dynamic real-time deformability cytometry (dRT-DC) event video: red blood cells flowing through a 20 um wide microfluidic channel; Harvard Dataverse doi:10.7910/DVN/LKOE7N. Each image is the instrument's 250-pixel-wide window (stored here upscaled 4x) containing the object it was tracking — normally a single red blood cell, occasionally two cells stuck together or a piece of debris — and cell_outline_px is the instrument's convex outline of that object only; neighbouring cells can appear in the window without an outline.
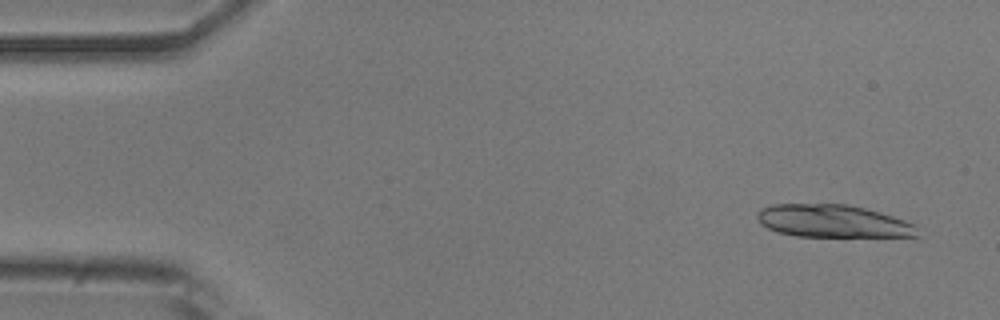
{"species": "common noctule bat (a hibernating species)", "species_latin": "Nyctalus noctula", "temperature_condition": "room temperature", "stored_images_in_passage": 37, "camera_frame_rate_fps": 3000, "um_per_image_px": 0.085, "animal": {"sex": "male", "body_mass_g": 20.5, "forearm_length_mm": 52.5}, "frame": {"image": 1, "passage_image": 3, "time_ms": 0.667, "image_size_px": [1000, 320], "cell_outline_px": [[920, 236], [796, 236], [776, 232], [760, 224], [756, 216], [756, 212], [760, 208], [772, 204], [848, 204], [880, 212], [916, 224]], "centroid_in_image_um": [70.75, 18.79], "position_along_channel_um": 14.2, "area_um2": 30.58}}
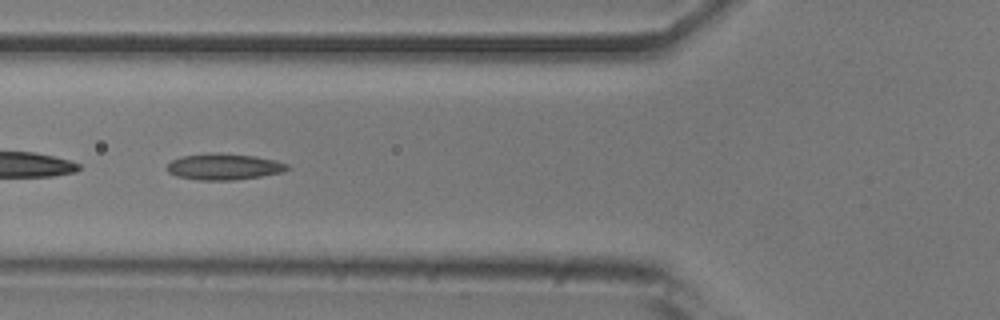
{"frame": {"image": 2, "passage_image": 19, "time_ms": 6.0, "image_size_px": [1000, 320], "cell_outline_px": [[292, 168], [284, 172], [260, 176], [232, 180], [200, 180], [176, 176], [168, 172], [168, 164], [172, 160], [180, 156], [212, 152], [220, 152], [256, 156], [276, 160], [288, 164]], "centroid_in_image_um": [19.07, 14.15], "position_along_channel_um": 106.7, "area_um2": 18.61}}
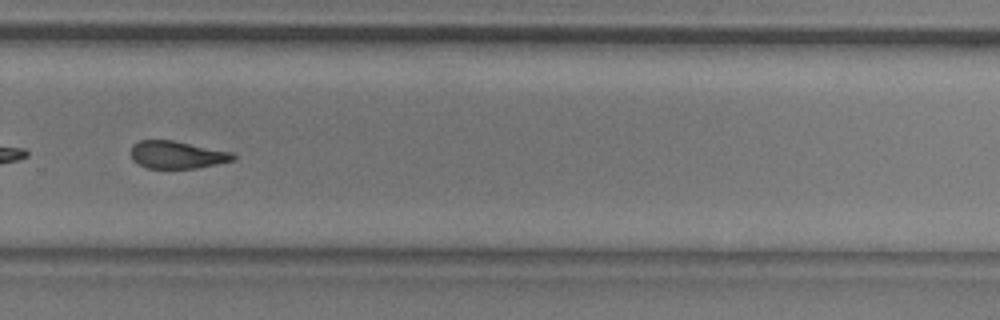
{"frame": {"image": 3, "passage_image": 35, "time_ms": 11.333, "image_size_px": [1000, 320], "cell_outline_px": [[236, 160], [196, 168], [148, 168], [132, 160], [132, 144], [140, 140], [172, 140], [232, 152], [236, 156]], "centroid_in_image_um": [15.06, 13.15], "position_along_channel_um": 314.7, "area_um2": 16.3}}